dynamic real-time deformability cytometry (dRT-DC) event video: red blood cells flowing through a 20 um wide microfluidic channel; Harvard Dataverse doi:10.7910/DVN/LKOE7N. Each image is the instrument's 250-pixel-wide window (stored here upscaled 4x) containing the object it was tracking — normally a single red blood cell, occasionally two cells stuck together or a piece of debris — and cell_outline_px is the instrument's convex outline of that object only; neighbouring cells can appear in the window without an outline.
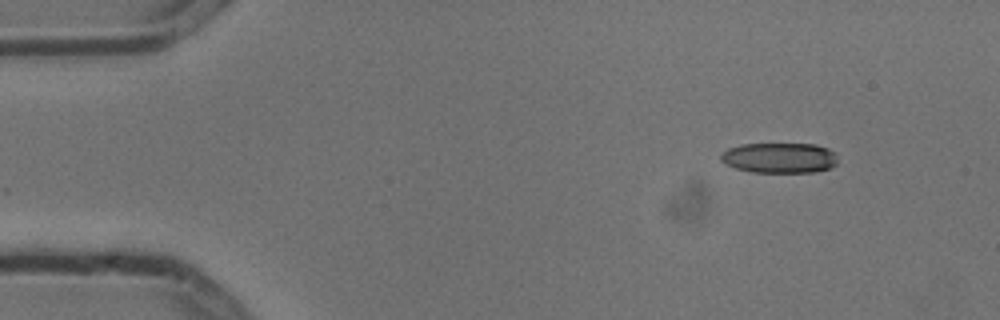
{"species": "common noctule bat (a hibernating species)", "species_latin": "Nyctalus noctula", "temperature_condition": "cold", "stored_images_in_passage": 3, "camera_frame_rate_fps": 3000, "um_per_image_px": 0.085, "animal": {"sex": "male", "body_mass_g": 13.3}, "frame": {"image": 1, "passage_image": 1, "time_ms": 0.0, "image_size_px": [1000, 320], "cell_outline_px": [[836, 164], [832, 168], [816, 172], [752, 172], [736, 168], [724, 164], [720, 160], [720, 156], [728, 148], [740, 144], [816, 144], [828, 148], [836, 152]], "centroid_in_image_um": [66.27, 13.42], "position_along_channel_um": 18.7, "area_um2": 20.87}}
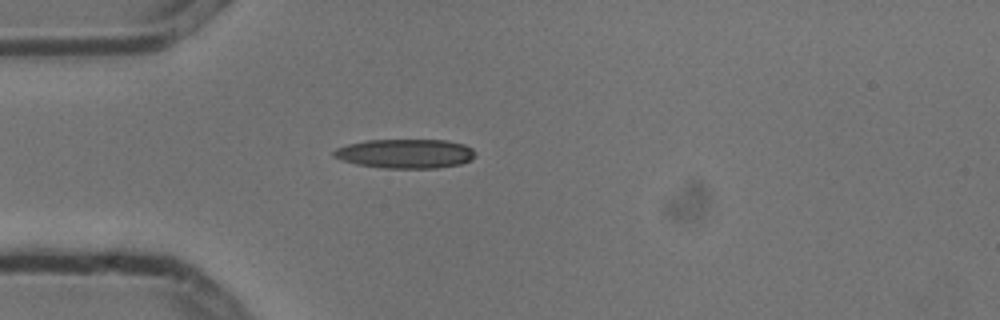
{"frame": {"image": 2, "passage_image": 3, "time_ms": 0.667, "image_size_px": [1000, 320], "cell_outline_px": [[476, 156], [472, 160], [460, 164], [436, 168], [384, 168], [356, 164], [332, 156], [332, 152], [336, 148], [348, 144], [364, 140], [444, 140], [464, 144], [472, 148], [476, 152]], "centroid_in_image_um": [34.48, 13.05], "position_along_channel_um": 50.5, "area_um2": 24.22}}